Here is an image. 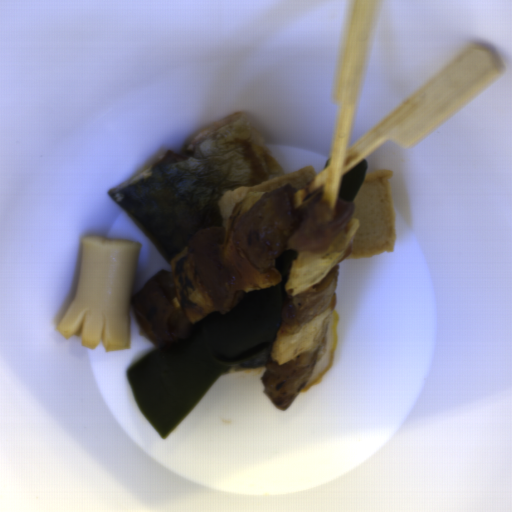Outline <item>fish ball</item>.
<instances>
[{"mask_svg":"<svg viewBox=\"0 0 512 512\" xmlns=\"http://www.w3.org/2000/svg\"><path fill=\"white\" fill-rule=\"evenodd\" d=\"M392 169L365 175L352 200L357 225L348 256H374L393 252L396 244L395 215L389 177Z\"/></svg>","mask_w":512,"mask_h":512,"instance_id":"29854b86","label":"fish ball"},{"mask_svg":"<svg viewBox=\"0 0 512 512\" xmlns=\"http://www.w3.org/2000/svg\"><path fill=\"white\" fill-rule=\"evenodd\" d=\"M315 178L313 167H307L285 175L276 176L258 185L240 186L235 190H227L218 201L222 219L221 226H225L235 205L247 194L262 193L273 190L280 185L287 184L292 188L293 198L299 190L308 189Z\"/></svg>","mask_w":512,"mask_h":512,"instance_id":"53f4d19a","label":"fish ball"}]
</instances>
